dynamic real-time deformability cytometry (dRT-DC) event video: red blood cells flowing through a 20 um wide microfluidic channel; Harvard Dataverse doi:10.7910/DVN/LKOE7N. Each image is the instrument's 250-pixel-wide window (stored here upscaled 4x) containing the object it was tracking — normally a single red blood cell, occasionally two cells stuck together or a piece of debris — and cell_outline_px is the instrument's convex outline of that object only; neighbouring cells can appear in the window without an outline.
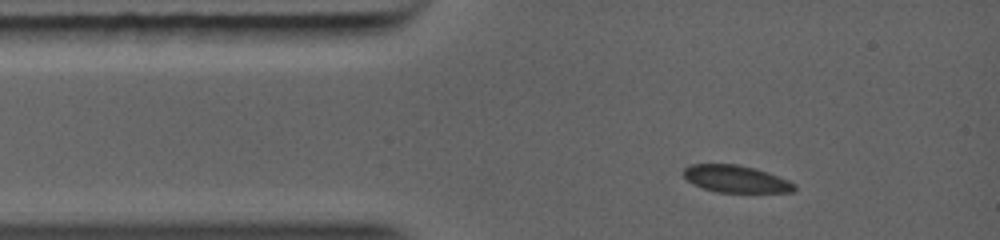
{"species": "common noctule bat (a hibernating species)", "species_latin": "Nyctalus noctula", "temperature_condition": "warm", "stored_images_in_passage": 37, "camera_frame_rate_fps": 5000, "um_per_image_px": 0.085, "animal": {"sex": "female", "body_mass_g": 19.0, "forearm_length_mm": 56.7}, "frame": {"image": 1, "passage_image": 1, "time_ms": 0.0, "image_size_px": [1000, 240], "cell_outline_px": [[796, 188], [792, 192], [716, 192], [692, 184], [684, 176], [684, 168], [692, 164], [736, 164], [756, 168], [768, 172], [788, 180], [796, 184]], "centroid_in_image_um": [62.56, 15.2], "position_along_channel_um": 22.4, "area_um2": 17.51}}
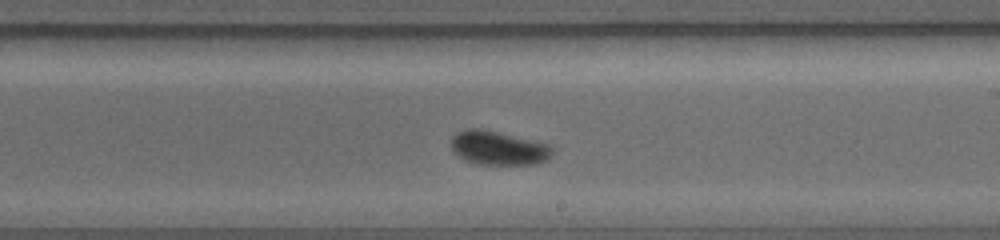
{"frame": {"image": 2, "passage_image": 22, "time_ms": 5.2, "image_size_px": [1000, 240], "cell_outline_px": [[556, 148], [548, 160], [536, 164], [476, 164], [464, 160], [452, 148], [452, 136], [456, 132], [468, 128], [480, 128], [548, 144]], "centroid_in_image_um": [42.39, 12.58], "position_along_channel_um": 246.6, "area_um2": 19.94}}
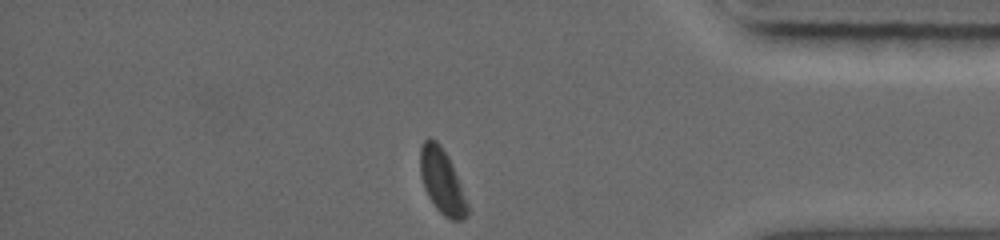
{"frame": {"image": 3, "passage_image": 37, "time_ms": 8.8, "image_size_px": [1000, 240], "cell_outline_px": [[468, 216], [460, 220], [452, 220], [444, 216], [436, 208], [428, 196], [424, 188], [420, 172], [420, 148], [424, 140], [436, 140], [440, 144], [448, 156], [460, 184], [468, 204]], "centroid_in_image_um": [37.56, 15.43], "position_along_channel_um": 397.6, "area_um2": 17.57}}